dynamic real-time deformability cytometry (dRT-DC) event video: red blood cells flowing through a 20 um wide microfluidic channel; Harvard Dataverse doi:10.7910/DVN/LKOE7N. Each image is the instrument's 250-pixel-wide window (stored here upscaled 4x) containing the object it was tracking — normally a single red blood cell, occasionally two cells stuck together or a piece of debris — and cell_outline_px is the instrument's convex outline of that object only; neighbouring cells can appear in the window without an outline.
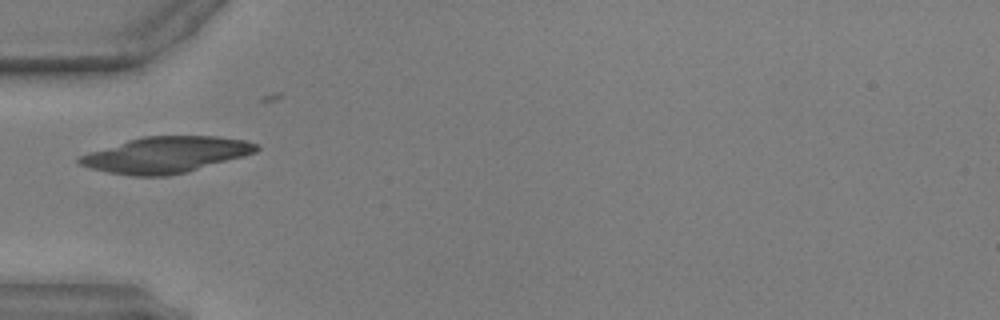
{"species": "common noctule bat (a hibernating species)", "species_latin": "Nyctalus noctula", "temperature_condition": "warm", "stored_images_in_passage": 30, "camera_frame_rate_fps": 3000, "um_per_image_px": 0.085, "animal": {"sex": "male", "body_mass_g": 17.9, "forearm_length_mm": 54.2}, "frame": {"image": 1, "passage_image": 1, "time_ms": 0.0, "image_size_px": [1000, 320], "cell_outline_px": [[260, 148], [256, 152], [244, 156], [184, 172], [168, 176], [132, 176], [108, 172], [76, 164], [76, 156], [88, 152], [128, 140], [144, 136], [216, 136], [244, 140], [256, 144]], "centroid_in_image_um": [14.04, 13.15], "position_along_channel_um": 71.0, "area_um2": 36.99}}
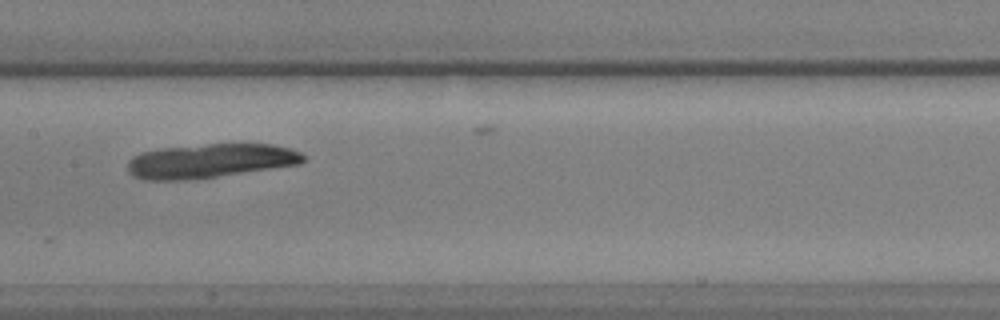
{"frame": {"image": 2, "passage_image": 10, "time_ms": 3.0, "image_size_px": [1000, 320], "cell_outline_px": [[304, 160], [300, 164], [216, 176], [184, 180], [144, 180], [132, 176], [128, 172], [128, 160], [132, 156], [140, 152], [160, 148], [208, 144], [272, 144], [288, 148], [300, 152], [304, 156]], "centroid_in_image_um": [17.8, 13.67], "position_along_channel_um": 189.6, "area_um2": 34.8}}
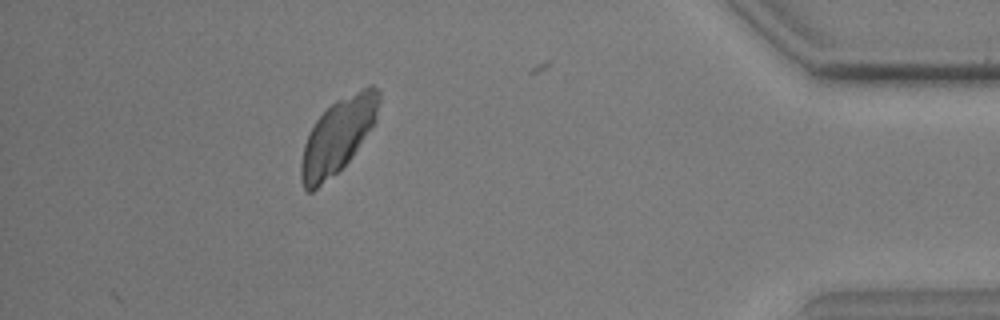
{"frame": {"image": 3, "passage_image": 30, "time_ms": 9.667, "image_size_px": [1000, 320], "cell_outline_px": [[380, 100], [376, 120], [352, 156], [336, 172], [312, 192], [308, 192], [304, 188], [300, 180], [300, 164], [304, 144], [308, 132], [316, 120], [336, 100], [368, 84], [372, 84], [380, 92]], "centroid_in_image_um": [28.71, 11.51], "position_along_channel_um": 406.5, "area_um2": 33.58}}